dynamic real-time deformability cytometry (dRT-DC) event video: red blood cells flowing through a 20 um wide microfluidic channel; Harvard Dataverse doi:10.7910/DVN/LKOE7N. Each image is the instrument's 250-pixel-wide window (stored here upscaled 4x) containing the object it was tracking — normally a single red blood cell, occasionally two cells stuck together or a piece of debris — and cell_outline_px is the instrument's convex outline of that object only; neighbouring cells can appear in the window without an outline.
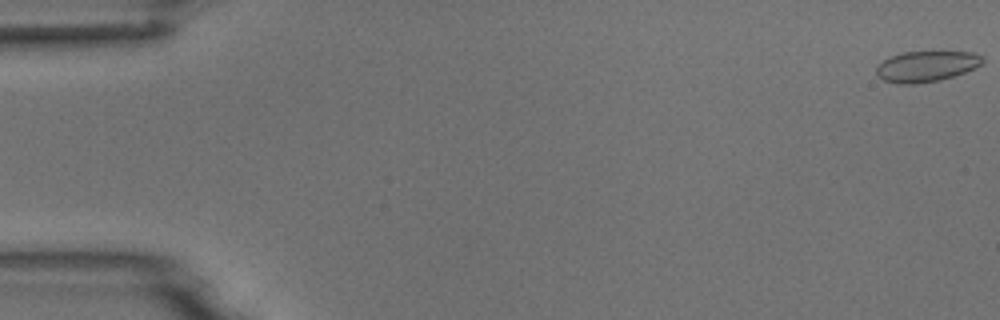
{"species": "common noctule bat (a hibernating species)", "species_latin": "Nyctalus noctula", "temperature_condition": "room temperature", "stored_images_in_passage": 6, "segment_of_instrument_passage": [1, 2], "camera_frame_rate_fps": 3000, "um_per_image_px": 0.085, "animal": {"sex": "male", "body_mass_g": 18.8}, "frame": {"image": 1, "passage_image": 1, "time_ms": 0.0, "image_size_px": [1000, 320], "cell_outline_px": [[984, 60], [980, 64], [964, 72], [940, 80], [916, 84], [896, 84], [884, 80], [876, 72], [876, 68], [884, 60], [900, 52], [972, 52], [984, 56]], "centroid_in_image_um": [78.73, 5.64], "position_along_channel_um": 6.3, "area_um2": 18.79}}